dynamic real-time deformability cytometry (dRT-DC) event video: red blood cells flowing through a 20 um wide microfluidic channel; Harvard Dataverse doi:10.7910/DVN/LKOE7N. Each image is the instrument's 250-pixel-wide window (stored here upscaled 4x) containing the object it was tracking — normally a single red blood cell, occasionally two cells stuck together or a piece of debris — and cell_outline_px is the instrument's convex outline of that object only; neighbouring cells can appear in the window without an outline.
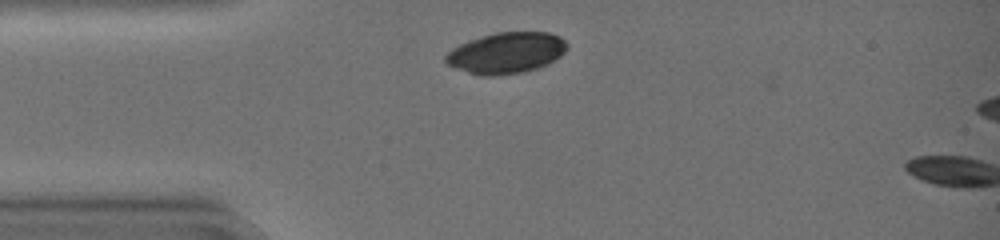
{"species": "common noctule bat (a hibernating species)", "species_latin": "Nyctalus noctula", "temperature_condition": "warm", "stored_images_in_passage": 6, "camera_frame_rate_fps": 3000, "um_per_image_px": 0.085, "animal": {"sex": "female", "body_mass_g": 19.0, "forearm_length_mm": 51.5}, "frame": {"image": 1, "passage_image": 5, "time_ms": 1.333, "image_size_px": [1000, 240], "cell_outline_px": [[568, 48], [560, 56], [536, 68], [524, 72], [492, 76], [480, 76], [456, 68], [448, 64], [444, 60], [444, 56], [452, 48], [468, 40], [496, 32], [548, 32], [560, 36], [568, 44]], "centroid_in_image_um": [43.01, 4.49], "position_along_channel_um": 42.0, "area_um2": 28.96}}